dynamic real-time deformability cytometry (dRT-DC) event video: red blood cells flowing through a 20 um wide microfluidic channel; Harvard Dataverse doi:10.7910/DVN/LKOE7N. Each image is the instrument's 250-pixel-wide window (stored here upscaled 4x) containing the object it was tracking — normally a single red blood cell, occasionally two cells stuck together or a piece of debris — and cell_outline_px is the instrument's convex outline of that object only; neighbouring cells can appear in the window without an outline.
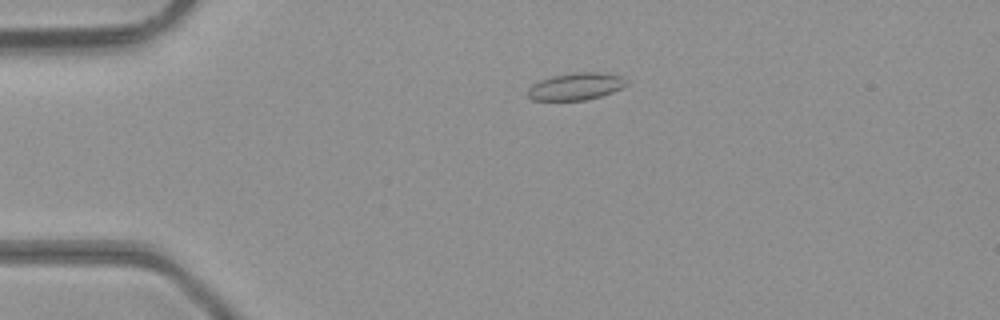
{"species": "common noctule bat (a hibernating species)", "species_latin": "Nyctalus noctula", "temperature_condition": "room temperature", "stored_images_in_passage": 4, "camera_frame_rate_fps": 3000, "um_per_image_px": 0.085, "animal": {"sex": "male", "body_mass_g": 23.1, "forearm_length_mm": 52.7}, "frame": {"image": 1, "passage_image": 3, "time_ms": 0.667, "image_size_px": [1000, 320], "cell_outline_px": [[628, 84], [612, 92], [600, 96], [584, 100], [532, 100], [528, 96], [528, 88], [532, 84], [540, 80], [552, 76], [572, 72], [604, 72], [620, 76], [628, 80]], "centroid_in_image_um": [48.95, 7.33], "position_along_channel_um": 36.1, "area_um2": 15.66}}